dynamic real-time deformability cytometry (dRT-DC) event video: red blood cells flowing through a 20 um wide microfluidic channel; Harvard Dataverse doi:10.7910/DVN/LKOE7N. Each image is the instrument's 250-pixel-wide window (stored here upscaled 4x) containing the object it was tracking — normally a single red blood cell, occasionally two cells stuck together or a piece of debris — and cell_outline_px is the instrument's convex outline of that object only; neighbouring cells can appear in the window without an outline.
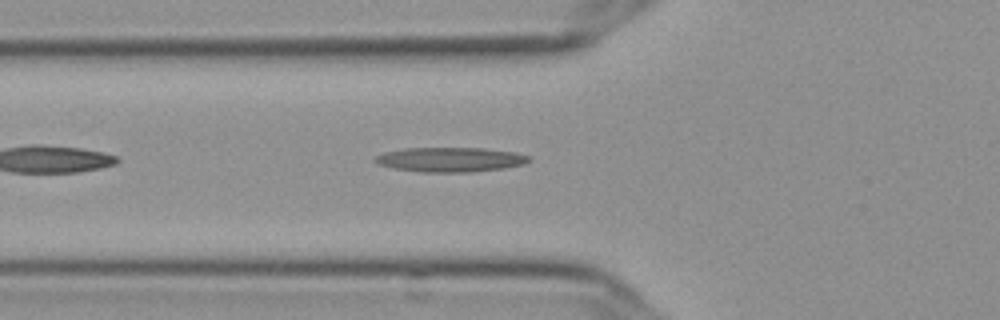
{"species": "Egyptian fruit bat (a non-hibernating species)", "species_latin": "Rousettus aegyptiacus", "temperature_condition": "cold", "stored_images_in_passage": 37, "camera_frame_rate_fps": 3000, "um_per_image_px": 0.085, "frame": {"image": 1, "passage_image": 6, "time_ms": 1.667, "image_size_px": [1000, 320], "cell_outline_px": [[532, 160], [524, 164], [504, 168], [472, 172], [420, 172], [392, 168], [380, 164], [372, 160], [376, 156], [384, 152], [404, 148], [484, 148], [516, 152], [532, 156]], "centroid_in_image_um": [38.31, 13.56], "position_along_channel_um": 87.5, "area_um2": 22.25}}
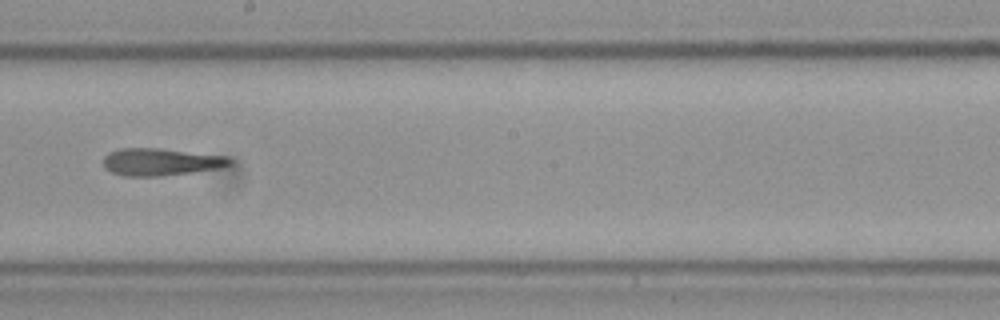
{"frame": {"image": 2, "passage_image": 18, "time_ms": 5.667, "image_size_px": [1000, 320], "cell_outline_px": [[232, 164], [216, 168], [188, 172], [156, 176], [124, 176], [112, 172], [104, 168], [104, 156], [108, 152], [120, 148], [160, 148], [224, 156], [232, 160]], "centroid_in_image_um": [13.59, 13.75], "position_along_channel_um": 234.6, "area_um2": 19.77}}
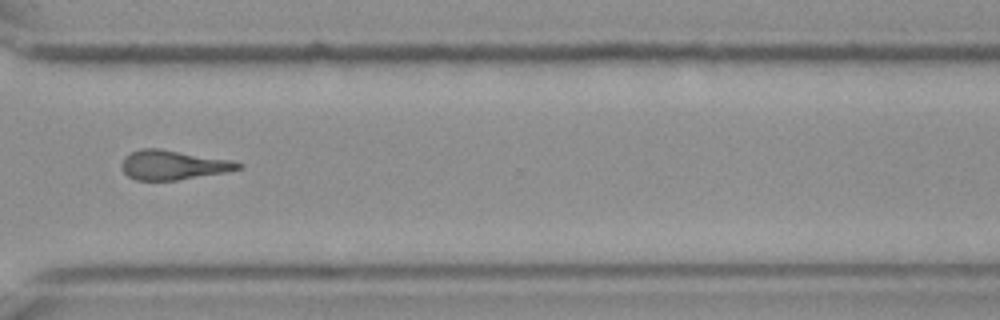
{"frame": {"image": 3, "passage_image": 28, "time_ms": 9.0, "image_size_px": [1000, 320], "cell_outline_px": [[244, 168], [224, 172], [176, 180], [136, 180], [128, 176], [124, 172], [120, 164], [124, 156], [140, 148], [160, 148], [232, 160], [244, 164]], "centroid_in_image_um": [14.71, 14.01], "position_along_channel_um": 355.9, "area_um2": 20.06}}